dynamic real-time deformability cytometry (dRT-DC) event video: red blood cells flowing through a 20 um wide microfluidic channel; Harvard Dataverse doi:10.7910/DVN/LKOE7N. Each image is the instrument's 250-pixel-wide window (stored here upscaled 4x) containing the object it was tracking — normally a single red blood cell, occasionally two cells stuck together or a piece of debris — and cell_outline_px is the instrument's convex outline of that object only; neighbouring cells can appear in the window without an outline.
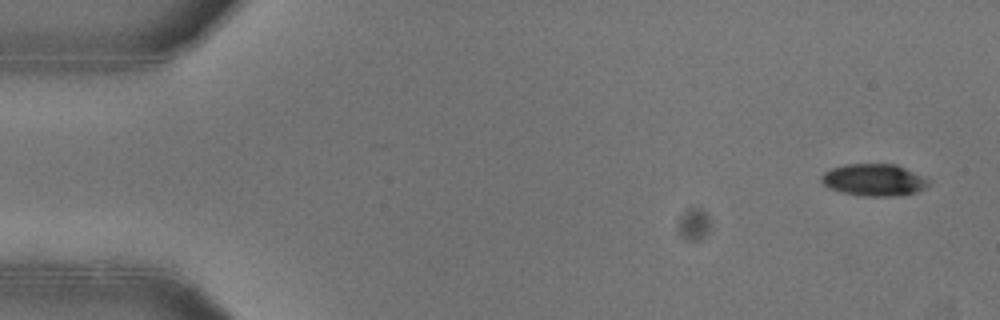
{"species": "common noctule bat (a hibernating species)", "species_latin": "Nyctalus noctula", "temperature_condition": "warm", "stored_images_in_passage": 13, "camera_frame_rate_fps": 3000, "um_per_image_px": 0.085, "animal": {"sex": "female"}, "frame": {"image": 1, "passage_image": 3, "time_ms": 0.667, "image_size_px": [1000, 320], "cell_outline_px": [[932, 180], [924, 188], [916, 192], [896, 196], [860, 196], [828, 188], [820, 180], [820, 176], [824, 172], [832, 168], [848, 164], [896, 164]], "centroid_in_image_um": [74.29, 15.29], "position_along_channel_um": 10.7, "area_um2": 20.0}}